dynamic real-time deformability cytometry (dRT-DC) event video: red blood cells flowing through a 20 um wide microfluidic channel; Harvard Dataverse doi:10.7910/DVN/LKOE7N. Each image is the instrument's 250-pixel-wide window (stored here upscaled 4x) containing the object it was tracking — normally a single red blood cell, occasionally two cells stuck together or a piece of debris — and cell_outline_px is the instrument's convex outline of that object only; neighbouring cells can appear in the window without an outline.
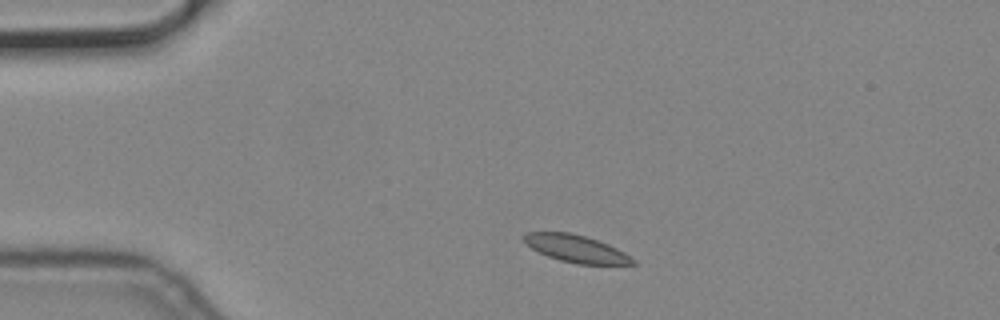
{"species": "common noctule bat (a hibernating species)", "species_latin": "Nyctalus noctula", "temperature_condition": "cold", "stored_images_in_passage": 7, "camera_frame_rate_fps": 3000, "um_per_image_px": 0.085, "animal": {"sex": "male", "body_mass_g": 19.2, "forearm_length_mm": 51.8}, "frame": {"image": 1, "passage_image": 1, "time_ms": 0.0, "image_size_px": [1000, 320], "cell_outline_px": [[636, 264], [576, 264], [560, 260], [548, 256], [524, 244], [524, 236], [528, 232], [568, 232], [584, 236], [608, 244], [624, 252], [636, 260]], "centroid_in_image_um": [48.97, 21.14], "position_along_channel_um": 36.0, "area_um2": 17.11}}
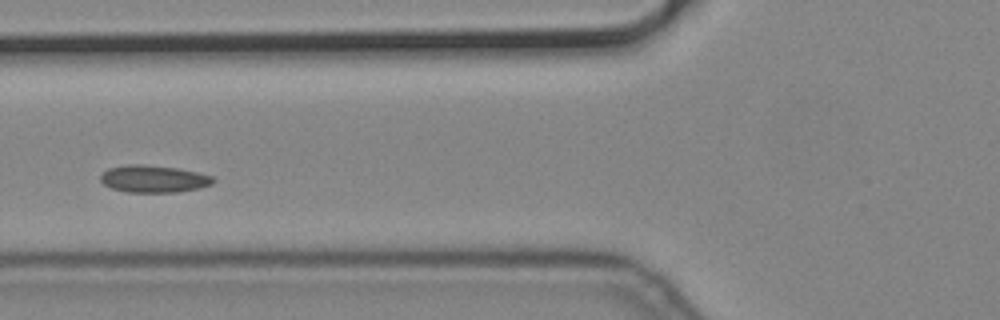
{"frame": {"image": 2, "passage_image": 4, "time_ms": 1.0, "image_size_px": [1000, 320], "cell_outline_px": [[216, 180], [212, 184], [200, 188], [176, 192], [128, 192], [112, 188], [104, 184], [100, 180], [100, 176], [108, 168], [128, 164], [144, 164], [176, 168], [196, 172], [212, 176]], "centroid_in_image_um": [13.06, 15.2], "position_along_channel_um": 112.7, "area_um2": 17.8}}
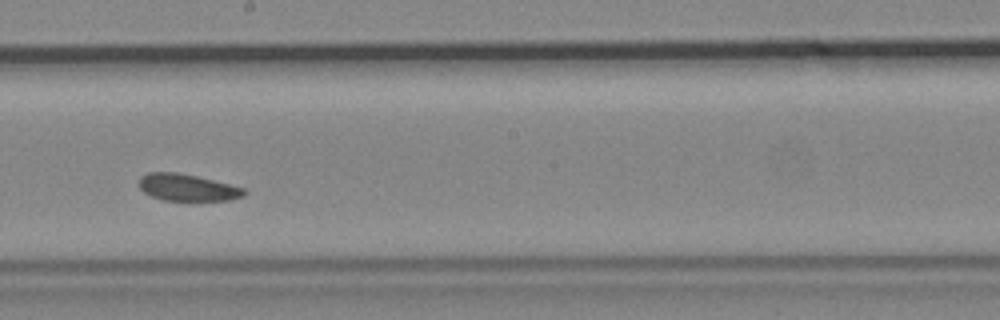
{"frame": {"image": 3, "passage_image": 7, "time_ms": 2.0, "image_size_px": [1000, 320], "cell_outline_px": [[248, 192], [244, 196], [228, 200], [164, 200], [152, 196], [144, 192], [140, 188], [140, 176], [148, 172], [176, 172], [196, 176], [244, 188]], "centroid_in_image_um": [15.92, 15.93], "position_along_channel_um": 232.3, "area_um2": 16.24}}